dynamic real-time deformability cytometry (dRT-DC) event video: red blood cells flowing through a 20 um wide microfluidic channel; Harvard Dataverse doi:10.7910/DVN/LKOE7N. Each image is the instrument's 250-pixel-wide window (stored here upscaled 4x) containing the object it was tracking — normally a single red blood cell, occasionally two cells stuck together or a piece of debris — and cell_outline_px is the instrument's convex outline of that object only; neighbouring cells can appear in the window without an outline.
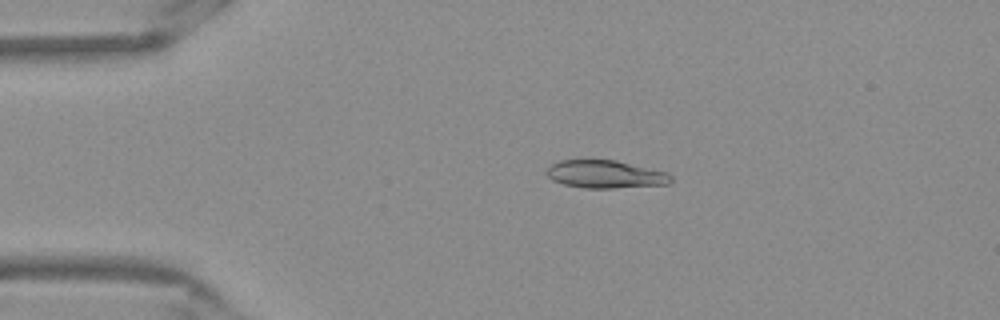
{"species": "Egyptian fruit bat (a non-hibernating species)", "species_latin": "Rousettus aegyptiacus", "temperature_condition": "warm", "stored_images_in_passage": 42, "camera_frame_rate_fps": 3000, "um_per_image_px": 0.085, "frame": {"image": 1, "passage_image": 2, "time_ms": 0.333, "image_size_px": [1000, 320], "cell_outline_px": [[636, 184], [572, 184], [560, 180], [560, 164], [572, 160], [608, 160], [620, 164], [628, 168]], "centroid_in_image_um": [50.59, 14.68], "position_along_channel_um": 34.4, "area_um2": 11.39}}
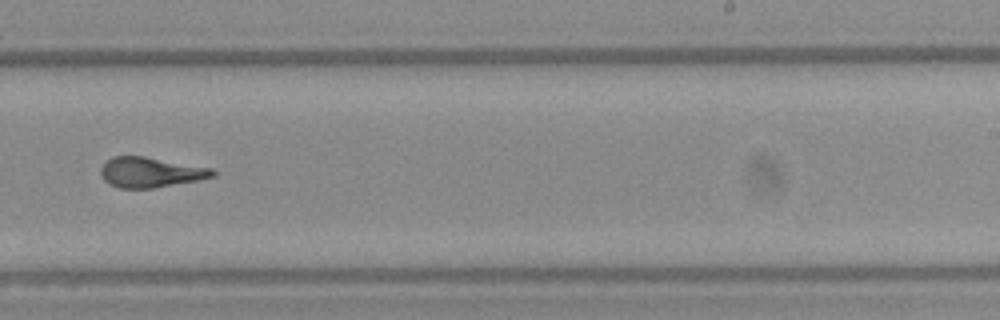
{"frame": {"image": 2, "passage_image": 24, "time_ms": 7.667, "image_size_px": [1000, 320], "cell_outline_px": [[212, 172], [208, 176], [160, 184], [116, 184], [108, 180], [104, 172], [108, 164], [112, 160], [124, 156], [132, 156]], "centroid_in_image_um": [12.63, 14.6], "position_along_channel_um": 276.4, "area_um2": 14.51}}
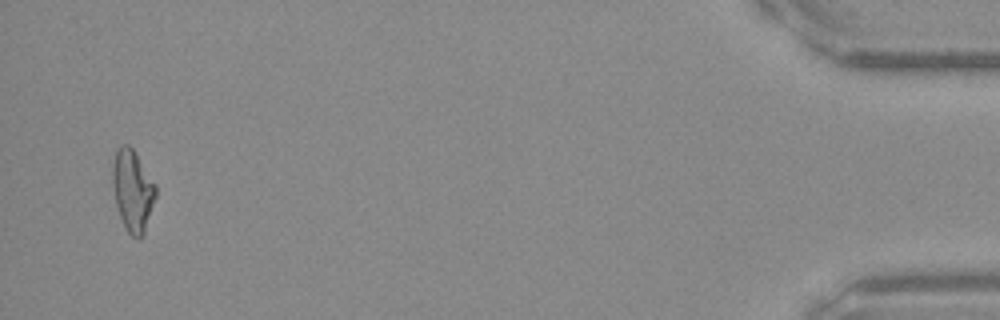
{"frame": {"image": 3, "passage_image": 42, "time_ms": 13.667, "image_size_px": [1000, 320], "cell_outline_px": [[152, 196], [148, 208], [140, 228], [116, 184], [116, 168], [132, 152], [152, 184]], "centroid_in_image_um": [11.43, 15.91], "position_along_channel_um": 423.8, "area_um2": 11.39}}